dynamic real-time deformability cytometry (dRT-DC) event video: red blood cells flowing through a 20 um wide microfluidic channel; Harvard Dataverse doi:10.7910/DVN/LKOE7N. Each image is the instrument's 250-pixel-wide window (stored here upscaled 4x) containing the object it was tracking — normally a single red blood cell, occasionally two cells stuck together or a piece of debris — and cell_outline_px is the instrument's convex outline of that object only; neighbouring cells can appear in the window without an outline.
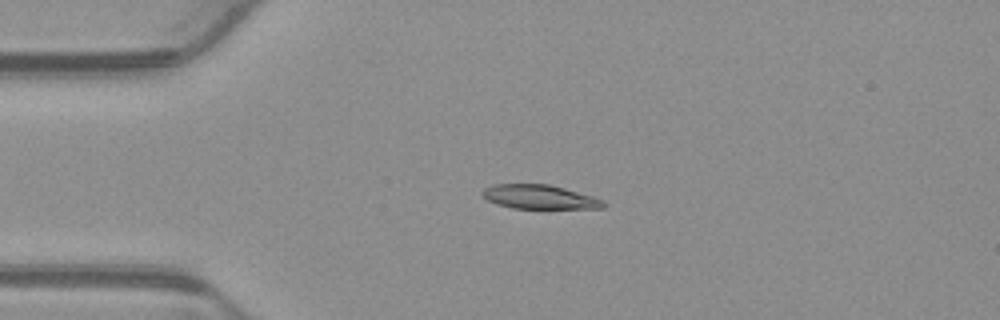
{"species": "common noctule bat (a hibernating species)", "species_latin": "Nyctalus noctula", "temperature_condition": "warm", "stored_images_in_passage": 53, "camera_frame_rate_fps": 3000, "um_per_image_px": 0.085, "animal": {"sex": "male", "body_mass_g": 23.1, "forearm_length_mm": 52.7}, "frame": {"image": 1, "passage_image": 13, "time_ms": 4.0, "image_size_px": [1000, 320], "cell_outline_px": [[608, 204], [604, 208], [512, 208], [496, 204], [488, 200], [480, 192], [484, 188], [496, 184], [548, 184], [564, 188], [592, 196], [604, 200]], "centroid_in_image_um": [45.87, 16.74], "position_along_channel_um": 39.1, "area_um2": 16.94}}
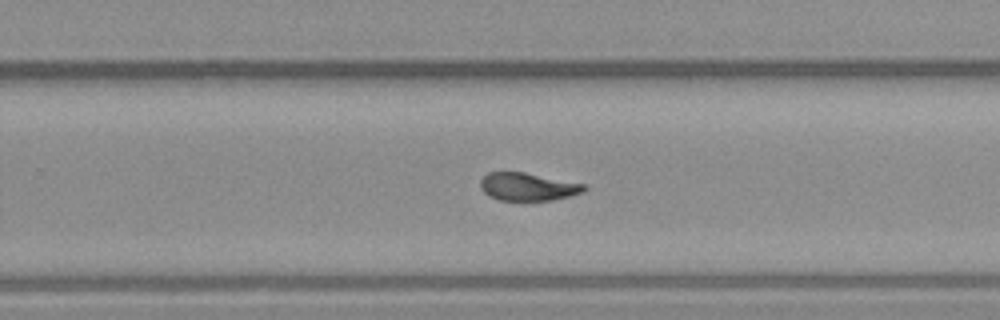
{"frame": {"image": 2, "passage_image": 34, "time_ms": 11.0, "image_size_px": [1000, 320], "cell_outline_px": [[588, 188], [584, 192], [572, 196], [552, 200], [500, 200], [488, 196], [480, 188], [480, 180], [488, 172], [524, 172], [584, 184]], "centroid_in_image_um": [44.87, 15.87], "position_along_channel_um": 284.9, "area_um2": 16.88}}
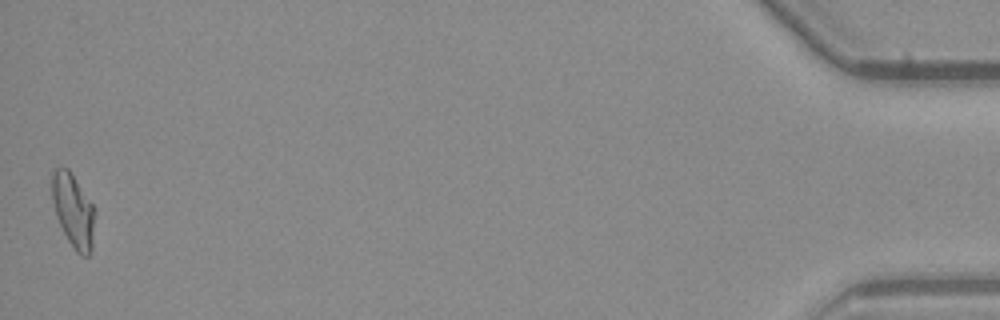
{"frame": {"image": 3, "passage_image": 53, "time_ms": 17.333, "image_size_px": [1000, 320], "cell_outline_px": [[92, 248], [88, 256], [80, 256], [76, 252], [68, 240], [56, 216], [52, 200], [52, 172], [56, 168], [68, 168], [92, 204]], "centroid_in_image_um": [6.18, 17.9], "position_along_channel_um": 429.0, "area_um2": 17.69}, "authors_computed_cell_mechanics": {"area_um2": 17.3978, "velocity_mm_per_s": 3.9, "shape_relaxation_time_tau1_ms": 6.8261, "shape_relaxation_time_tau2_ms": 2.3357, "deformation_change_tau1": 0.1988, "deformation_change_tau2": 0.0704}}